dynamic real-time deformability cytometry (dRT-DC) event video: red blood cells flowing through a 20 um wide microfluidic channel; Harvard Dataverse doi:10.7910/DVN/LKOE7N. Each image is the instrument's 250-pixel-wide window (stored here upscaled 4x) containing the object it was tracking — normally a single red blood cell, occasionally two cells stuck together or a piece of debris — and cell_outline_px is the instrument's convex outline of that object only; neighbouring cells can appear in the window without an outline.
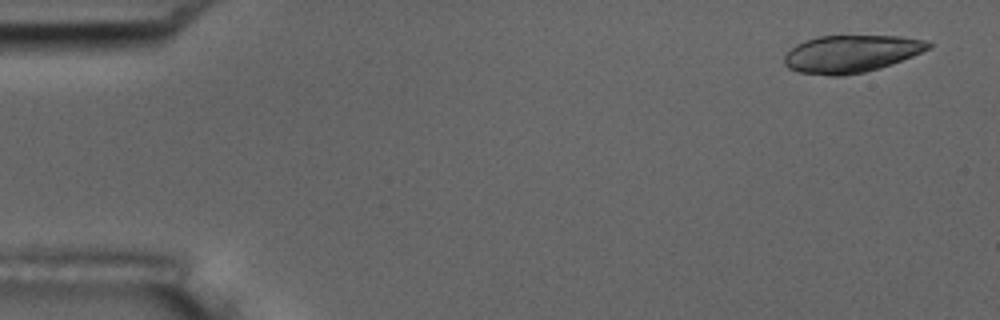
{"species": "common noctule bat (a hibernating species)", "species_latin": "Nyctalus noctula", "temperature_condition": "room temperature", "stored_images_in_passage": 5, "camera_frame_rate_fps": 3000, "um_per_image_px": 0.085, "animal": {"sex": "male", "body_mass_g": 17.5, "forearm_length_mm": 52.3}, "frame": {"image": 1, "passage_image": 1, "time_ms": 0.0, "image_size_px": [1000, 320], "cell_outline_px": [[932, 44], [928, 48], [912, 56], [892, 64], [880, 68], [864, 72], [844, 76], [828, 76], [796, 72], [788, 68], [784, 64], [784, 56], [796, 44], [804, 40], [820, 36], [900, 36], [928, 40]], "centroid_in_image_um": [72.31, 4.58], "position_along_channel_um": 12.7, "area_um2": 31.5}}